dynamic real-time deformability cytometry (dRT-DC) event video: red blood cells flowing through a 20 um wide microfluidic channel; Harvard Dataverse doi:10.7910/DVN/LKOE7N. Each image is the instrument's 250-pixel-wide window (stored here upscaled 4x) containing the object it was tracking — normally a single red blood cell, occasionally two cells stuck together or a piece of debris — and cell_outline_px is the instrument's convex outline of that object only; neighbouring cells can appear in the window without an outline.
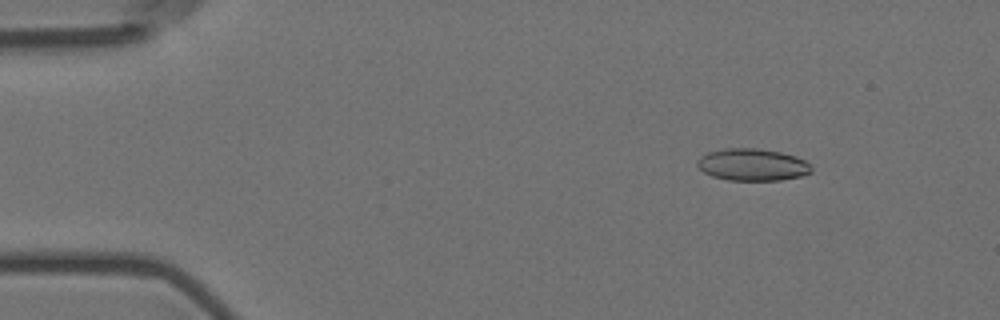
{"species": "Egyptian fruit bat (a non-hibernating species)", "species_latin": "Rousettus aegyptiacus", "temperature_condition": "room temperature", "stored_images_in_passage": 57, "camera_frame_rate_fps": 3000, "um_per_image_px": 0.085, "animal": {"sex": "female"}, "frame": {"image": 1, "passage_image": 8, "time_ms": 2.333, "image_size_px": [1000, 320], "cell_outline_px": [[812, 172], [800, 176], [780, 180], [728, 180], [712, 176], [704, 172], [696, 164], [696, 160], [700, 156], [708, 152], [724, 148], [756, 148], [780, 152], [796, 156], [804, 160], [812, 168]], "centroid_in_image_um": [63.93, 13.99], "position_along_channel_um": 21.1, "area_um2": 21.33}}
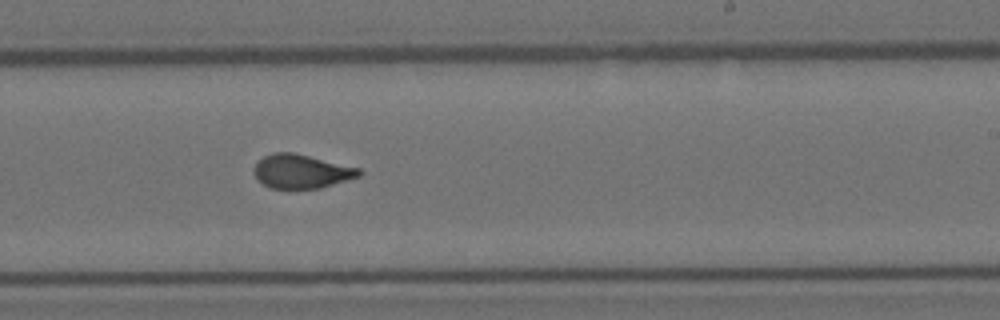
{"frame": {"image": 2, "passage_image": 35, "time_ms": 11.333, "image_size_px": [1000, 320], "cell_outline_px": [[364, 172], [360, 176], [320, 188], [268, 188], [256, 176], [252, 168], [264, 156], [272, 152], [292, 152], [360, 168]], "centroid_in_image_um": [25.63, 14.56], "position_along_channel_um": 263.4, "area_um2": 20.58}}
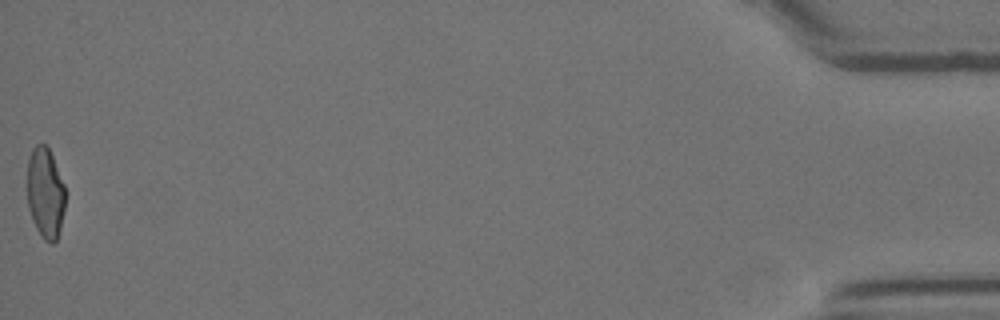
{"frame": {"image": 3, "passage_image": 57, "time_ms": 18.667, "image_size_px": [1000, 320], "cell_outline_px": [[64, 208], [60, 228], [56, 240], [52, 244], [44, 240], [36, 228], [32, 220], [28, 208], [28, 160], [32, 148], [36, 144], [48, 144], [64, 184]], "centroid_in_image_um": [3.85, 16.38], "position_along_channel_um": 431.4, "area_um2": 20.11}, "authors_computed_cell_mechanics": {"area_um2": 21.2126, "velocity_mm_per_s": 3.6285, "shape_relaxation_time_tau1_ms": 7.5504, "shape_relaxation_time_tau2_ms": 1.0403, "deformation_change_tau1": 0.2051, "deformation_change_tau2": 0.0466}}